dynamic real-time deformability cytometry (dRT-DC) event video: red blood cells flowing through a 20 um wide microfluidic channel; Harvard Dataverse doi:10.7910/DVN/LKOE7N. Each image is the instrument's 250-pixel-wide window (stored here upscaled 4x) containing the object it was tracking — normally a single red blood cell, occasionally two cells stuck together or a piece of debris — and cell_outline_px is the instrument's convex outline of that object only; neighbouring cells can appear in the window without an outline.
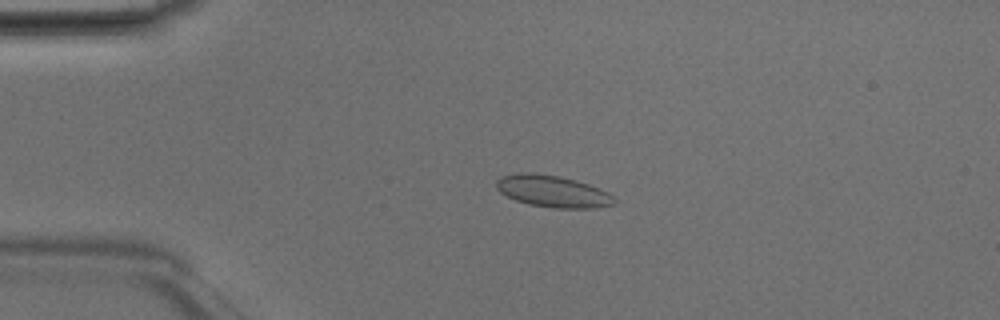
{"species": "Egyptian fruit bat (a non-hibernating species)", "species_latin": "Rousettus aegyptiacus", "temperature_condition": "room temperature", "stored_images_in_passage": 42, "camera_frame_rate_fps": 3000, "um_per_image_px": 0.085, "animal": {"sex": "male"}, "frame": {"image": 1, "passage_image": 5, "time_ms": 1.333, "image_size_px": [1000, 320], "cell_outline_px": [[616, 204], [596, 208], [552, 208], [528, 204], [516, 200], [500, 192], [496, 188], [496, 180], [500, 176], [520, 172], [532, 172], [560, 176], [588, 184], [600, 188], [608, 192], [616, 200]], "centroid_in_image_um": [46.98, 16.26], "position_along_channel_um": 38.0, "area_um2": 22.02}}
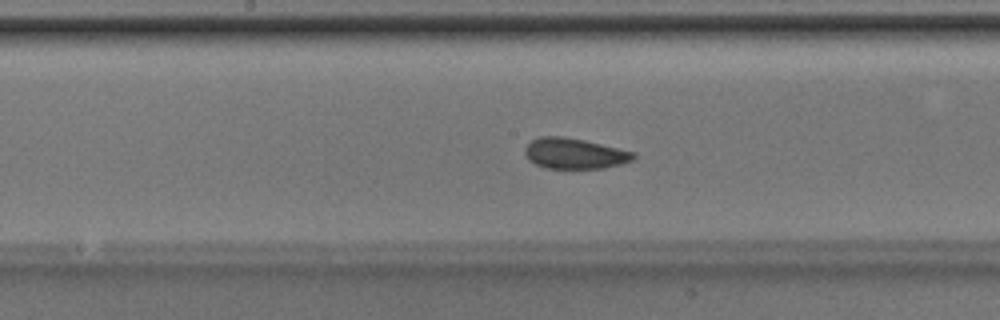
{"frame": {"image": 2, "passage_image": 19, "time_ms": 6.0, "image_size_px": [1000, 320], "cell_outline_px": [[636, 156], [632, 160], [620, 164], [604, 168], [544, 168], [528, 160], [524, 152], [524, 148], [532, 140], [540, 136], [564, 136], [584, 140], [636, 152]], "centroid_in_image_um": [48.82, 13.04], "position_along_channel_um": 199.4, "area_um2": 19.42}}
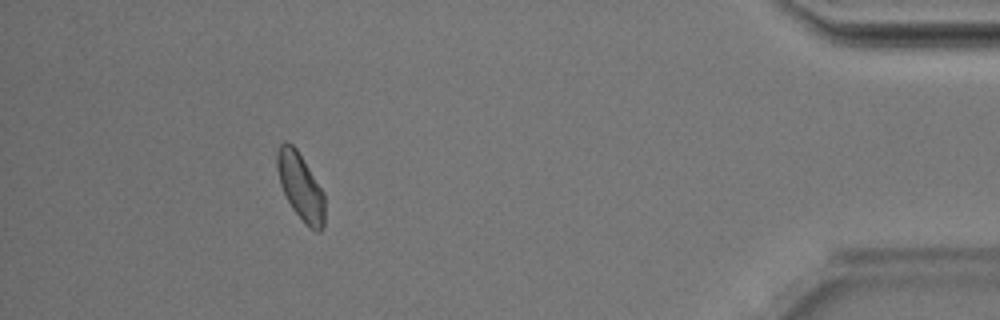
{"frame": {"image": 3, "passage_image": 38, "time_ms": 12.333, "image_size_px": [1000, 320], "cell_outline_px": [[324, 224], [320, 232], [316, 232], [304, 224], [292, 208], [280, 184], [276, 168], [276, 152], [280, 144], [292, 144], [296, 148], [324, 192]], "centroid_in_image_um": [25.55, 15.89], "position_along_channel_um": 409.7, "area_um2": 18.5}, "authors_computed_cell_mechanics": {"area_um2": 19.4786, "velocity_mm_per_s": 4.1756, "shape_relaxation_time_tau1_ms": null, "shape_relaxation_time_tau2_ms": 1.0838, "deformation_change_tau1": null, "deformation_change_tau2": 0.0592}}